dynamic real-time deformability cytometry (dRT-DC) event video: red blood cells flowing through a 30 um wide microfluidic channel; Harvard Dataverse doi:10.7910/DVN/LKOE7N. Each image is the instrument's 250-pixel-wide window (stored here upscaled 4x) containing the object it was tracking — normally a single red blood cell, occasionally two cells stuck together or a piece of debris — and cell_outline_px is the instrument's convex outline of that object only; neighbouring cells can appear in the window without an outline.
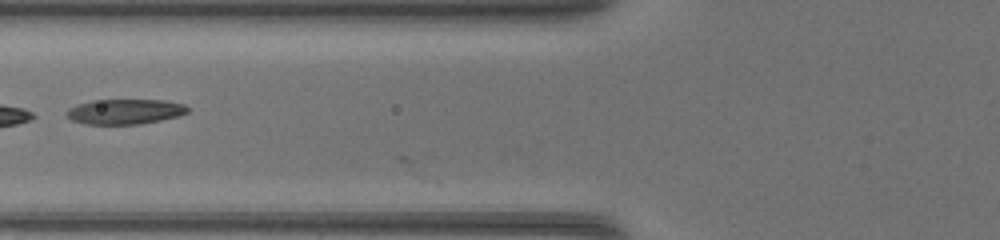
{"species": "common noctule bat (a hibernating species)", "species_latin": "Nyctalus noctula", "temperature_condition": "warm", "stored_images_in_passage": 4, "camera_frame_rate_fps": 3000, "um_per_image_px": 0.085, "animal": {"sex": "female", "body_mass_g": 17.0, "forearm_length_mm": 48.0}, "frame": {"image": 1, "passage_image": 3, "time_ms": 0.667, "image_size_px": [1000, 240], "cell_outline_px": [[188, 112], [180, 116], [140, 124], [84, 124], [72, 120], [64, 112], [68, 108], [76, 104], [92, 100], [164, 100], [184, 104], [188, 108]], "centroid_in_image_um": [10.6, 9.48], "position_along_channel_um": 115.2, "area_um2": 17.8}}